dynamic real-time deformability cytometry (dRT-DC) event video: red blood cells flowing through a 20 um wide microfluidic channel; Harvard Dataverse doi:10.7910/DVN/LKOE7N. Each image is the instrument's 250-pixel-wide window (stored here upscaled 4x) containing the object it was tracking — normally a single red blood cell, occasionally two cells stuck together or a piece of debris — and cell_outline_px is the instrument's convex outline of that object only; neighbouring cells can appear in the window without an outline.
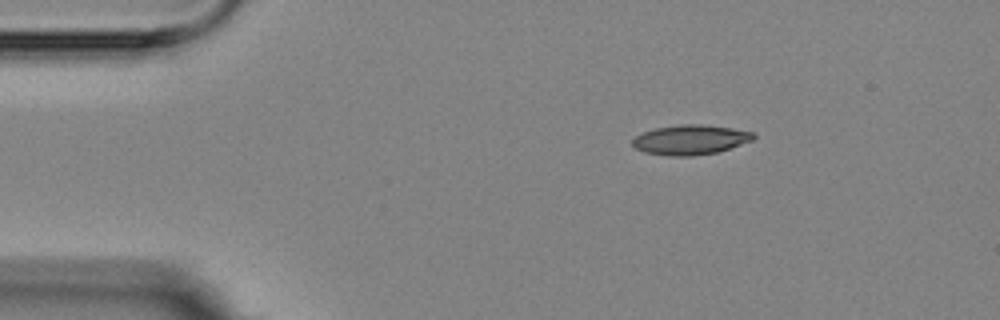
{"species": "Egyptian fruit bat (a non-hibernating species)", "species_latin": "Rousettus aegyptiacus", "temperature_condition": "room temperature", "stored_images_in_passage": 3, "camera_frame_rate_fps": 3000, "um_per_image_px": 0.085, "animal": {"sex": "female"}, "frame": {"image": 1, "passage_image": 1, "time_ms": 0.0, "image_size_px": [1000, 320], "cell_outline_px": [[756, 136], [752, 140], [716, 152], [692, 156], [668, 156], [644, 152], [636, 148], [632, 144], [632, 140], [640, 132], [656, 128], [680, 124], [700, 124], [732, 128], [752, 132]], "centroid_in_image_um": [58.63, 11.87], "position_along_channel_um": 26.4, "area_um2": 20.87}}